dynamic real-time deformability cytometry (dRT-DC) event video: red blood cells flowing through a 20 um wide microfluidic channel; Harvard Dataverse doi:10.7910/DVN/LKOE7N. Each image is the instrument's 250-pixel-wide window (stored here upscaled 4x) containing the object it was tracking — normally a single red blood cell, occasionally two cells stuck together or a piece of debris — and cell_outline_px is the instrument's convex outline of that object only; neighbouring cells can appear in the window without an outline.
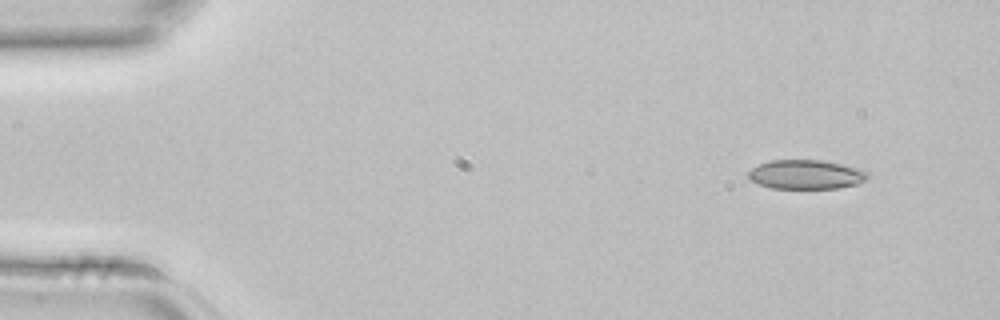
{"species": "common noctule bat (a hibernating species)", "species_latin": "Nyctalus noctula", "temperature_condition": "room temperature", "stored_images_in_passage": 2, "camera_frame_rate_fps": 3000, "um_per_image_px": 0.085, "animal": {"sex": "female", "body_mass_g": 22.7, "forearm_length_mm": 54.2}, "frame": {"image": 1, "passage_image": 1, "time_ms": 0.0, "image_size_px": [1000, 320], "cell_outline_px": [[868, 176], [864, 180], [856, 184], [840, 188], [772, 188], [760, 184], [752, 180], [748, 176], [748, 172], [752, 168], [760, 164], [772, 160], [824, 160], [856, 168], [868, 172]], "centroid_in_image_um": [68.5, 14.83], "position_along_channel_um": 16.5, "area_um2": 20.0}}